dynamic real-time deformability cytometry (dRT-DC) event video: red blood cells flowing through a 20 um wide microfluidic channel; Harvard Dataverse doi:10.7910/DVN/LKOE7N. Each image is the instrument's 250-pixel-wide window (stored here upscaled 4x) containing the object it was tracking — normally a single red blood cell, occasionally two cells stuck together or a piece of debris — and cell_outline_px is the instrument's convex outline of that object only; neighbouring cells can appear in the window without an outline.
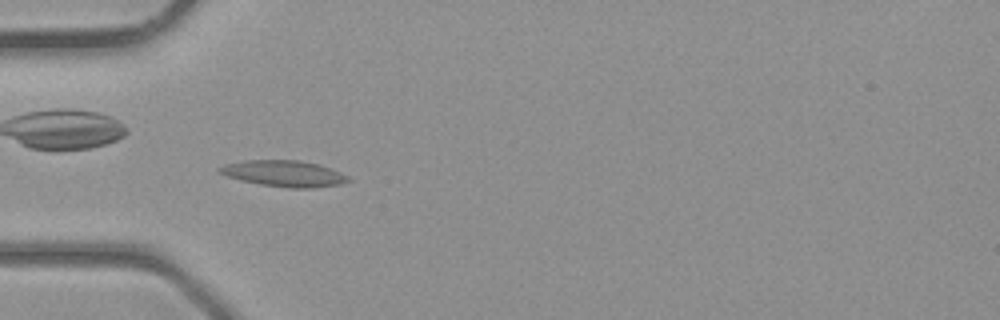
{"species": "common noctule bat (a hibernating species)", "species_latin": "Nyctalus noctula", "temperature_condition": "room temperature", "stored_images_in_passage": 25, "camera_frame_rate_fps": 3000, "um_per_image_px": 0.085, "animal": {"sex": "male", "body_mass_g": 23.1, "forearm_length_mm": 52.7}, "frame": {"image": 1, "passage_image": 3, "time_ms": 0.667, "image_size_px": [1000, 320], "cell_outline_px": [[352, 180], [340, 184], [312, 188], [288, 188], [260, 184], [240, 180], [216, 172], [216, 168], [224, 164], [244, 160], [300, 160], [320, 164], [332, 168], [348, 176]], "centroid_in_image_um": [24.13, 14.74], "position_along_channel_um": 60.9, "area_um2": 19.88}}
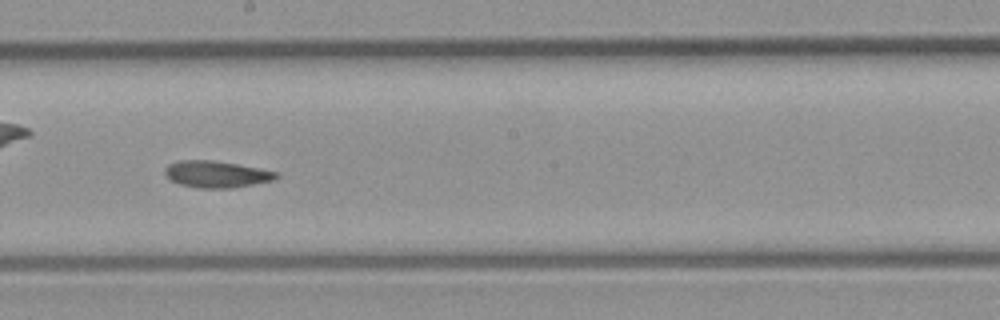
{"frame": {"image": 2, "passage_image": 13, "time_ms": 4.0, "image_size_px": [1000, 320], "cell_outline_px": [[280, 176], [272, 180], [232, 188], [200, 188], [180, 184], [172, 180], [164, 172], [164, 168], [168, 164], [180, 160], [212, 160], [260, 168], [280, 172]], "centroid_in_image_um": [18.42, 14.8], "position_along_channel_um": 229.8, "area_um2": 17.22}}
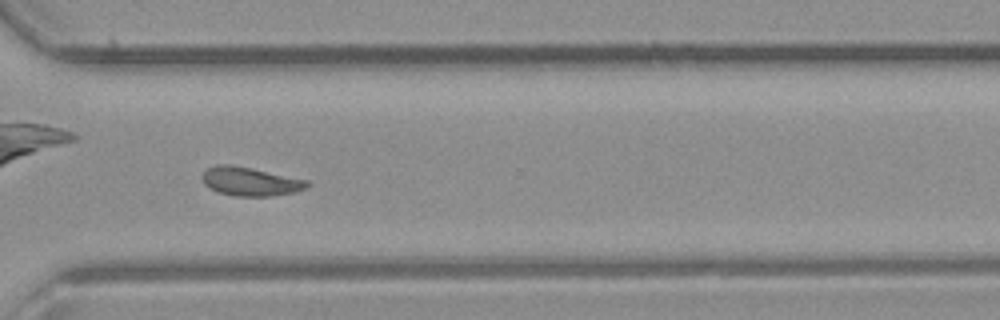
{"frame": {"image": 3, "passage_image": 20, "time_ms": 6.333, "image_size_px": [1000, 320], "cell_outline_px": [[312, 184], [308, 188], [296, 192], [272, 196], [236, 196], [220, 192], [208, 188], [204, 184], [204, 172], [208, 168], [216, 164], [232, 164], [252, 168], [308, 180]], "centroid_in_image_um": [21.33, 15.42], "position_along_channel_um": 349.3, "area_um2": 17.63}}